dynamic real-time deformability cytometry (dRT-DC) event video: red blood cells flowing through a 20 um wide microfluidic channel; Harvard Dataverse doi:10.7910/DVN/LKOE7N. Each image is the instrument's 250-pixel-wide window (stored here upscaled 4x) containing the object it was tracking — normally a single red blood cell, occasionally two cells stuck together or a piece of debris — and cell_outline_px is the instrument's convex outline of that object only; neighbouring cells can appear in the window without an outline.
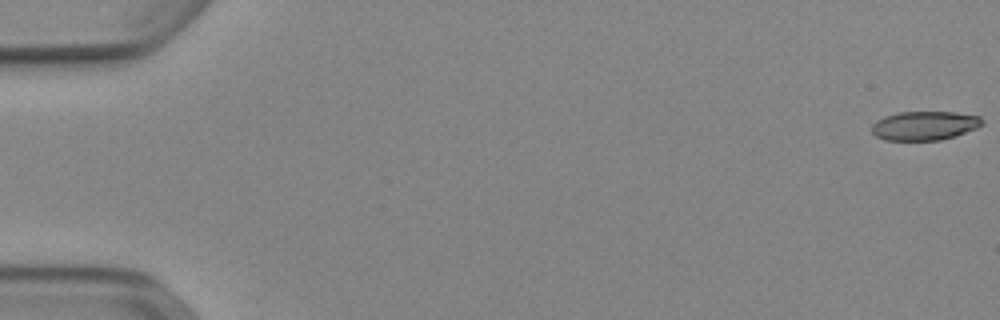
{"species": "Egyptian fruit bat (a non-hibernating species)", "species_latin": "Rousettus aegyptiacus", "temperature_condition": "cold", "stored_images_in_passage": 53, "camera_frame_rate_fps": 3000, "um_per_image_px": 0.085, "animal": {"sex": "female"}, "frame": {"image": 1, "passage_image": 1, "time_ms": 0.0, "image_size_px": [1000, 320], "cell_outline_px": [[984, 124], [976, 128], [956, 136], [940, 140], [884, 140], [876, 136], [872, 132], [872, 124], [876, 120], [884, 116], [896, 112], [952, 112], [980, 116], [984, 120]], "centroid_in_image_um": [78.58, 10.68], "position_along_channel_um": 6.4, "area_um2": 18.79}}
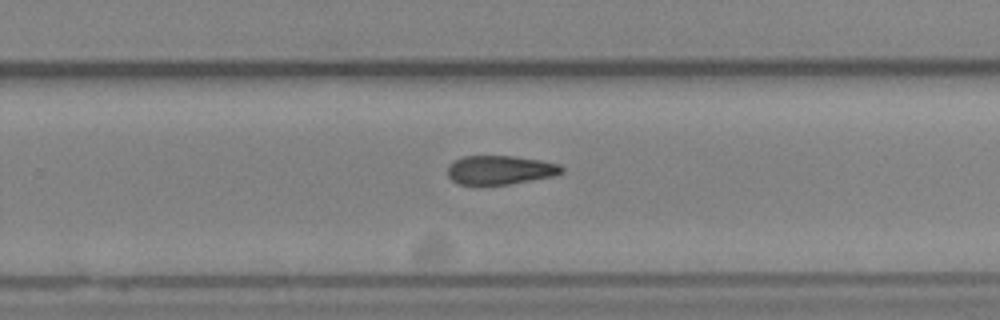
{"frame": {"image": 2, "passage_image": 35, "time_ms": 11.333, "image_size_px": [1000, 320], "cell_outline_px": [[564, 172], [556, 176], [484, 188], [476, 188], [456, 184], [448, 176], [448, 164], [452, 160], [464, 156], [512, 156], [540, 160], [560, 164], [564, 168]], "centroid_in_image_um": [42.45, 14.5], "position_along_channel_um": 287.4, "area_um2": 20.23}}
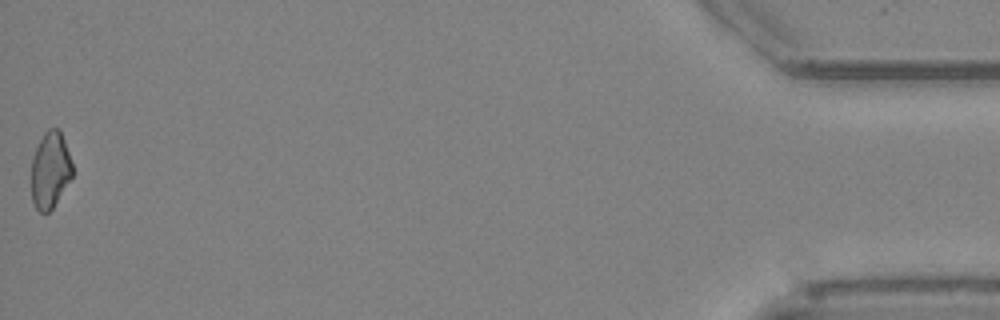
{"frame": {"image": 3, "passage_image": 53, "time_ms": 17.333, "image_size_px": [1000, 320], "cell_outline_px": [[72, 176], [52, 208], [48, 212], [40, 212], [36, 208], [32, 200], [32, 156], [44, 132], [48, 128], [56, 128], [60, 132], [64, 140], [72, 164]], "centroid_in_image_um": [4.25, 14.45], "position_along_channel_um": 430.9, "area_um2": 17.92}}